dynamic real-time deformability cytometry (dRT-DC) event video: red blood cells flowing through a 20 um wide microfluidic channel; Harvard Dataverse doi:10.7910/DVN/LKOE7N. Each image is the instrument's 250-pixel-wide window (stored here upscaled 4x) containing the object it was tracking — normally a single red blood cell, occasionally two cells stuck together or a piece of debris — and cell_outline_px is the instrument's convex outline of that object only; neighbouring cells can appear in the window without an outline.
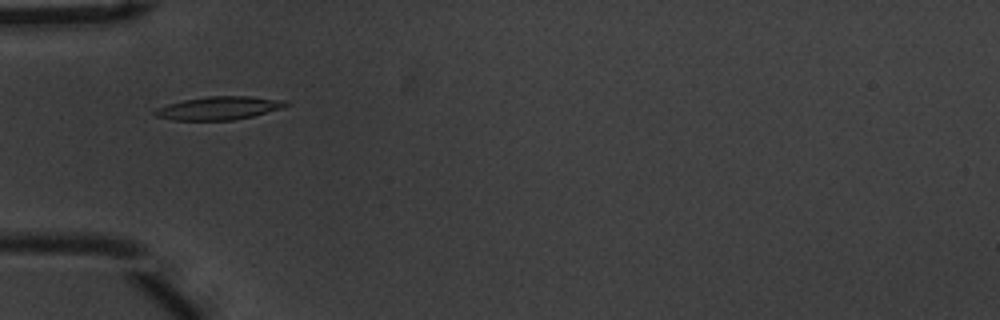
{"species": "common noctule bat (a hibernating species)", "species_latin": "Nyctalus noctula", "temperature_condition": "warm", "stored_images_in_passage": 34, "camera_frame_rate_fps": 3000, "um_per_image_px": 0.085, "animal": {"sex": "male", "body_mass_g": 20.1, "forearm_length_mm": 53.5}, "frame": {"image": 1, "passage_image": 2, "time_ms": 0.333, "image_size_px": [1000, 320], "cell_outline_px": [[292, 104], [284, 108], [252, 116], [232, 120], [172, 120], [156, 116], [152, 112], [156, 108], [168, 104], [184, 100], [208, 96], [248, 96], [288, 100]], "centroid_in_image_um": [18.66, 9.18], "position_along_channel_um": 66.3, "area_um2": 17.86}}
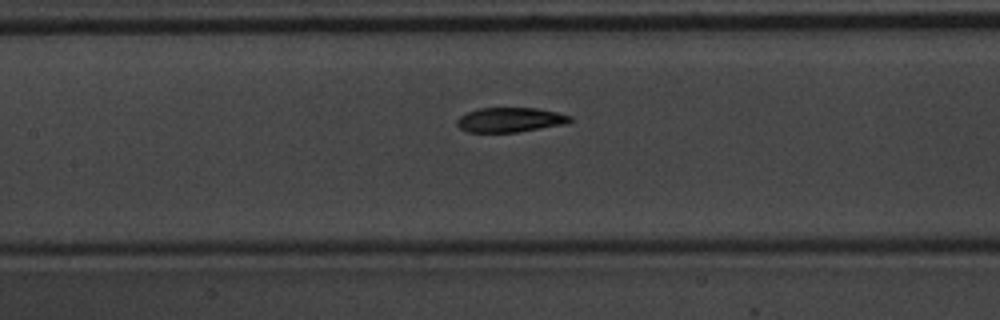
{"frame": {"image": 2, "passage_image": 10, "time_ms": 3.0, "image_size_px": [1000, 320], "cell_outline_px": [[572, 120], [568, 124], [516, 132], [468, 132], [460, 128], [456, 124], [456, 120], [460, 116], [468, 112], [480, 108], [536, 108], [556, 112], [572, 116]], "centroid_in_image_um": [43.38, 10.19], "position_along_channel_um": 164.0, "area_um2": 16.24}}
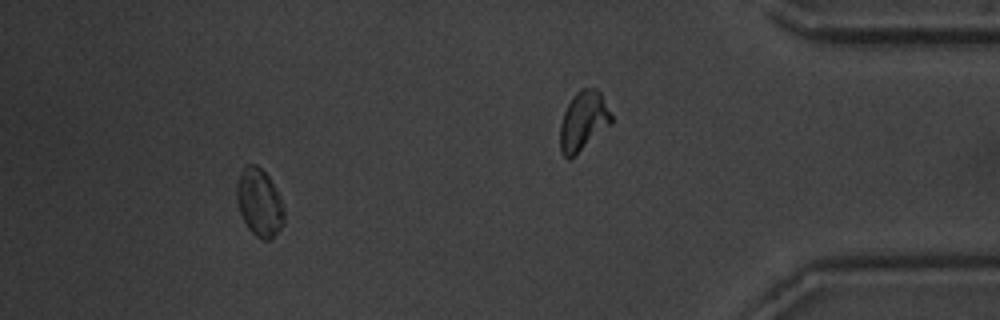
{"frame": {"image": 3, "passage_image": 29, "time_ms": 9.333, "image_size_px": [1000, 320], "cell_outline_px": [[284, 224], [272, 240], [264, 240], [256, 236], [248, 228], [240, 212], [236, 200], [236, 184], [240, 172], [244, 164], [256, 164], [268, 176], [284, 208]], "centroid_in_image_um": [22.02, 17.23], "position_along_channel_um": 413.2, "area_um2": 18.67}, "authors_computed_cell_mechanics": {"area_um2": 17.3111, "velocity_mm_per_s": 3.6782, "shape_relaxation_time_tau1_ms": 2.4784, "shape_relaxation_time_tau2_ms": 2.6464, "deformation_change_tau1": 0.1685, "deformation_change_tau2": 0.0859}}